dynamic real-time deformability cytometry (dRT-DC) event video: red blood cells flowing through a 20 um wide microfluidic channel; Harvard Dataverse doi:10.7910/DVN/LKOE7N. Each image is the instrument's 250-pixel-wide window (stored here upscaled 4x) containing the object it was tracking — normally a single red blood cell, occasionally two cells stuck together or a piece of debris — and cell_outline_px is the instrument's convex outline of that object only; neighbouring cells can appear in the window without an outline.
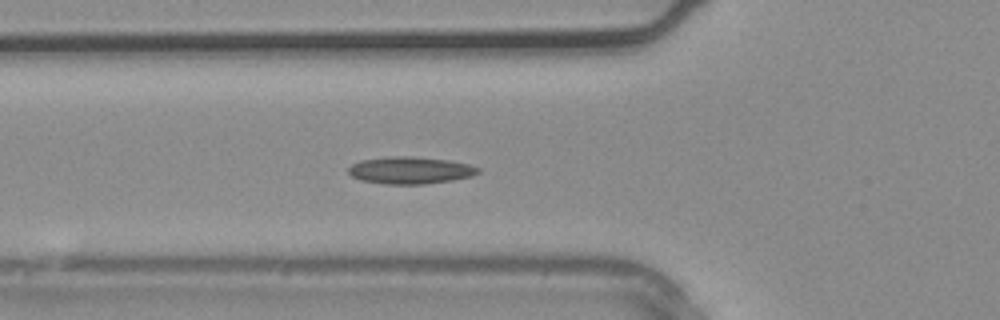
{"species": "common noctule bat (a hibernating species)", "species_latin": "Nyctalus noctula", "temperature_condition": "warm", "stored_images_in_passage": 30, "camera_frame_rate_fps": 3000, "um_per_image_px": 0.085, "animal": {"sex": "male", "body_mass_g": 20.4}, "frame": {"image": 1, "passage_image": 5, "time_ms": 1.333, "image_size_px": [1000, 320], "cell_outline_px": [[480, 172], [472, 176], [452, 180], [424, 184], [388, 184], [360, 180], [352, 176], [348, 172], [348, 168], [352, 164], [360, 160], [388, 156], [412, 156], [448, 160], [468, 164], [480, 168]], "centroid_in_image_um": [34.86, 14.47], "position_along_channel_um": 90.9, "area_um2": 20.52}}